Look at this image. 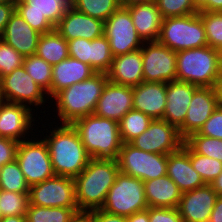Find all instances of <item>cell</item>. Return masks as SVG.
Instances as JSON below:
<instances>
[{
    "mask_svg": "<svg viewBox=\"0 0 222 222\" xmlns=\"http://www.w3.org/2000/svg\"><path fill=\"white\" fill-rule=\"evenodd\" d=\"M123 174L148 181L167 174V155L149 153L123 143L117 158Z\"/></svg>",
    "mask_w": 222,
    "mask_h": 222,
    "instance_id": "8",
    "label": "cell"
},
{
    "mask_svg": "<svg viewBox=\"0 0 222 222\" xmlns=\"http://www.w3.org/2000/svg\"><path fill=\"white\" fill-rule=\"evenodd\" d=\"M69 57L89 65L90 40L76 38L68 41Z\"/></svg>",
    "mask_w": 222,
    "mask_h": 222,
    "instance_id": "43",
    "label": "cell"
},
{
    "mask_svg": "<svg viewBox=\"0 0 222 222\" xmlns=\"http://www.w3.org/2000/svg\"><path fill=\"white\" fill-rule=\"evenodd\" d=\"M198 13L205 28L208 46L222 51V11H199Z\"/></svg>",
    "mask_w": 222,
    "mask_h": 222,
    "instance_id": "38",
    "label": "cell"
},
{
    "mask_svg": "<svg viewBox=\"0 0 222 222\" xmlns=\"http://www.w3.org/2000/svg\"><path fill=\"white\" fill-rule=\"evenodd\" d=\"M15 11V0L6 1L0 4V39L9 21L11 14Z\"/></svg>",
    "mask_w": 222,
    "mask_h": 222,
    "instance_id": "46",
    "label": "cell"
},
{
    "mask_svg": "<svg viewBox=\"0 0 222 222\" xmlns=\"http://www.w3.org/2000/svg\"><path fill=\"white\" fill-rule=\"evenodd\" d=\"M32 113L29 105L3 101L0 105V136L16 142L27 140L25 135L30 133L32 122L36 120Z\"/></svg>",
    "mask_w": 222,
    "mask_h": 222,
    "instance_id": "17",
    "label": "cell"
},
{
    "mask_svg": "<svg viewBox=\"0 0 222 222\" xmlns=\"http://www.w3.org/2000/svg\"><path fill=\"white\" fill-rule=\"evenodd\" d=\"M29 207V193L10 192L0 189V212L2 217L25 216Z\"/></svg>",
    "mask_w": 222,
    "mask_h": 222,
    "instance_id": "37",
    "label": "cell"
},
{
    "mask_svg": "<svg viewBox=\"0 0 222 222\" xmlns=\"http://www.w3.org/2000/svg\"><path fill=\"white\" fill-rule=\"evenodd\" d=\"M40 35L15 10L5 26L1 39L26 57L36 54Z\"/></svg>",
    "mask_w": 222,
    "mask_h": 222,
    "instance_id": "23",
    "label": "cell"
},
{
    "mask_svg": "<svg viewBox=\"0 0 222 222\" xmlns=\"http://www.w3.org/2000/svg\"><path fill=\"white\" fill-rule=\"evenodd\" d=\"M72 0H15V10L40 34L51 32Z\"/></svg>",
    "mask_w": 222,
    "mask_h": 222,
    "instance_id": "10",
    "label": "cell"
},
{
    "mask_svg": "<svg viewBox=\"0 0 222 222\" xmlns=\"http://www.w3.org/2000/svg\"><path fill=\"white\" fill-rule=\"evenodd\" d=\"M166 83L143 81L133 87V109L152 119H162L166 108Z\"/></svg>",
    "mask_w": 222,
    "mask_h": 222,
    "instance_id": "24",
    "label": "cell"
},
{
    "mask_svg": "<svg viewBox=\"0 0 222 222\" xmlns=\"http://www.w3.org/2000/svg\"><path fill=\"white\" fill-rule=\"evenodd\" d=\"M113 60L109 41L105 35L90 41L89 65L96 71L106 73Z\"/></svg>",
    "mask_w": 222,
    "mask_h": 222,
    "instance_id": "35",
    "label": "cell"
},
{
    "mask_svg": "<svg viewBox=\"0 0 222 222\" xmlns=\"http://www.w3.org/2000/svg\"><path fill=\"white\" fill-rule=\"evenodd\" d=\"M1 93L4 101L33 107L45 105L47 93L25 71L24 67L14 69L0 79Z\"/></svg>",
    "mask_w": 222,
    "mask_h": 222,
    "instance_id": "14",
    "label": "cell"
},
{
    "mask_svg": "<svg viewBox=\"0 0 222 222\" xmlns=\"http://www.w3.org/2000/svg\"><path fill=\"white\" fill-rule=\"evenodd\" d=\"M197 85L173 80L166 83V108L163 120L179 128L185 121Z\"/></svg>",
    "mask_w": 222,
    "mask_h": 222,
    "instance_id": "22",
    "label": "cell"
},
{
    "mask_svg": "<svg viewBox=\"0 0 222 222\" xmlns=\"http://www.w3.org/2000/svg\"><path fill=\"white\" fill-rule=\"evenodd\" d=\"M70 6L78 12L105 22L120 4L118 0H72Z\"/></svg>",
    "mask_w": 222,
    "mask_h": 222,
    "instance_id": "32",
    "label": "cell"
},
{
    "mask_svg": "<svg viewBox=\"0 0 222 222\" xmlns=\"http://www.w3.org/2000/svg\"><path fill=\"white\" fill-rule=\"evenodd\" d=\"M24 57L0 39V79L23 65Z\"/></svg>",
    "mask_w": 222,
    "mask_h": 222,
    "instance_id": "41",
    "label": "cell"
},
{
    "mask_svg": "<svg viewBox=\"0 0 222 222\" xmlns=\"http://www.w3.org/2000/svg\"><path fill=\"white\" fill-rule=\"evenodd\" d=\"M6 1H11V0H0V4H1V3H4V2H6Z\"/></svg>",
    "mask_w": 222,
    "mask_h": 222,
    "instance_id": "57",
    "label": "cell"
},
{
    "mask_svg": "<svg viewBox=\"0 0 222 222\" xmlns=\"http://www.w3.org/2000/svg\"><path fill=\"white\" fill-rule=\"evenodd\" d=\"M69 222H94L92 210H77Z\"/></svg>",
    "mask_w": 222,
    "mask_h": 222,
    "instance_id": "49",
    "label": "cell"
},
{
    "mask_svg": "<svg viewBox=\"0 0 222 222\" xmlns=\"http://www.w3.org/2000/svg\"><path fill=\"white\" fill-rule=\"evenodd\" d=\"M126 222H149V207L126 217Z\"/></svg>",
    "mask_w": 222,
    "mask_h": 222,
    "instance_id": "51",
    "label": "cell"
},
{
    "mask_svg": "<svg viewBox=\"0 0 222 222\" xmlns=\"http://www.w3.org/2000/svg\"><path fill=\"white\" fill-rule=\"evenodd\" d=\"M104 35L109 41L112 56H118L141 49L139 37L127 7L120 6L104 22Z\"/></svg>",
    "mask_w": 222,
    "mask_h": 222,
    "instance_id": "11",
    "label": "cell"
},
{
    "mask_svg": "<svg viewBox=\"0 0 222 222\" xmlns=\"http://www.w3.org/2000/svg\"><path fill=\"white\" fill-rule=\"evenodd\" d=\"M218 106L215 87H198L189 104L185 121L178 128L181 137L185 140L191 134L199 132Z\"/></svg>",
    "mask_w": 222,
    "mask_h": 222,
    "instance_id": "16",
    "label": "cell"
},
{
    "mask_svg": "<svg viewBox=\"0 0 222 222\" xmlns=\"http://www.w3.org/2000/svg\"><path fill=\"white\" fill-rule=\"evenodd\" d=\"M22 66L33 80L48 93L51 88L52 66L37 54L24 57Z\"/></svg>",
    "mask_w": 222,
    "mask_h": 222,
    "instance_id": "33",
    "label": "cell"
},
{
    "mask_svg": "<svg viewBox=\"0 0 222 222\" xmlns=\"http://www.w3.org/2000/svg\"><path fill=\"white\" fill-rule=\"evenodd\" d=\"M0 189L10 192L29 193V185L16 159L1 167Z\"/></svg>",
    "mask_w": 222,
    "mask_h": 222,
    "instance_id": "34",
    "label": "cell"
},
{
    "mask_svg": "<svg viewBox=\"0 0 222 222\" xmlns=\"http://www.w3.org/2000/svg\"><path fill=\"white\" fill-rule=\"evenodd\" d=\"M208 222H222V196H218Z\"/></svg>",
    "mask_w": 222,
    "mask_h": 222,
    "instance_id": "50",
    "label": "cell"
},
{
    "mask_svg": "<svg viewBox=\"0 0 222 222\" xmlns=\"http://www.w3.org/2000/svg\"><path fill=\"white\" fill-rule=\"evenodd\" d=\"M166 175L176 183L182 193L206 185L192 166L189 146L185 142L179 150L167 155Z\"/></svg>",
    "mask_w": 222,
    "mask_h": 222,
    "instance_id": "21",
    "label": "cell"
},
{
    "mask_svg": "<svg viewBox=\"0 0 222 222\" xmlns=\"http://www.w3.org/2000/svg\"><path fill=\"white\" fill-rule=\"evenodd\" d=\"M210 186L218 196H222V172L210 183Z\"/></svg>",
    "mask_w": 222,
    "mask_h": 222,
    "instance_id": "52",
    "label": "cell"
},
{
    "mask_svg": "<svg viewBox=\"0 0 222 222\" xmlns=\"http://www.w3.org/2000/svg\"><path fill=\"white\" fill-rule=\"evenodd\" d=\"M133 109V87L108 81L103 89L94 114L117 122Z\"/></svg>",
    "mask_w": 222,
    "mask_h": 222,
    "instance_id": "20",
    "label": "cell"
},
{
    "mask_svg": "<svg viewBox=\"0 0 222 222\" xmlns=\"http://www.w3.org/2000/svg\"><path fill=\"white\" fill-rule=\"evenodd\" d=\"M96 71L88 64L68 57L52 66L51 88L47 93L48 99L53 98L61 90L94 75Z\"/></svg>",
    "mask_w": 222,
    "mask_h": 222,
    "instance_id": "27",
    "label": "cell"
},
{
    "mask_svg": "<svg viewBox=\"0 0 222 222\" xmlns=\"http://www.w3.org/2000/svg\"><path fill=\"white\" fill-rule=\"evenodd\" d=\"M189 158L193 168L199 173L205 184L210 183L222 172V162L195 153L189 147Z\"/></svg>",
    "mask_w": 222,
    "mask_h": 222,
    "instance_id": "39",
    "label": "cell"
},
{
    "mask_svg": "<svg viewBox=\"0 0 222 222\" xmlns=\"http://www.w3.org/2000/svg\"><path fill=\"white\" fill-rule=\"evenodd\" d=\"M217 198V193L206 184L182 193L177 209L184 222H208Z\"/></svg>",
    "mask_w": 222,
    "mask_h": 222,
    "instance_id": "19",
    "label": "cell"
},
{
    "mask_svg": "<svg viewBox=\"0 0 222 222\" xmlns=\"http://www.w3.org/2000/svg\"><path fill=\"white\" fill-rule=\"evenodd\" d=\"M141 53L145 82L168 83L176 80L175 51L155 41L144 42Z\"/></svg>",
    "mask_w": 222,
    "mask_h": 222,
    "instance_id": "15",
    "label": "cell"
},
{
    "mask_svg": "<svg viewBox=\"0 0 222 222\" xmlns=\"http://www.w3.org/2000/svg\"><path fill=\"white\" fill-rule=\"evenodd\" d=\"M110 82L134 87L144 81L141 49L113 57L106 72Z\"/></svg>",
    "mask_w": 222,
    "mask_h": 222,
    "instance_id": "25",
    "label": "cell"
},
{
    "mask_svg": "<svg viewBox=\"0 0 222 222\" xmlns=\"http://www.w3.org/2000/svg\"><path fill=\"white\" fill-rule=\"evenodd\" d=\"M32 138L36 141L28 138L19 142L16 151V161L29 186L55 176L46 142Z\"/></svg>",
    "mask_w": 222,
    "mask_h": 222,
    "instance_id": "9",
    "label": "cell"
},
{
    "mask_svg": "<svg viewBox=\"0 0 222 222\" xmlns=\"http://www.w3.org/2000/svg\"><path fill=\"white\" fill-rule=\"evenodd\" d=\"M119 172L117 159L91 158L74 178L78 210L100 209Z\"/></svg>",
    "mask_w": 222,
    "mask_h": 222,
    "instance_id": "2",
    "label": "cell"
},
{
    "mask_svg": "<svg viewBox=\"0 0 222 222\" xmlns=\"http://www.w3.org/2000/svg\"><path fill=\"white\" fill-rule=\"evenodd\" d=\"M3 101H4V100H3V98H2L1 85H0V105H1V103H2Z\"/></svg>",
    "mask_w": 222,
    "mask_h": 222,
    "instance_id": "56",
    "label": "cell"
},
{
    "mask_svg": "<svg viewBox=\"0 0 222 222\" xmlns=\"http://www.w3.org/2000/svg\"><path fill=\"white\" fill-rule=\"evenodd\" d=\"M200 135L212 138L222 139V107L218 106L216 110L204 123L198 132Z\"/></svg>",
    "mask_w": 222,
    "mask_h": 222,
    "instance_id": "42",
    "label": "cell"
},
{
    "mask_svg": "<svg viewBox=\"0 0 222 222\" xmlns=\"http://www.w3.org/2000/svg\"><path fill=\"white\" fill-rule=\"evenodd\" d=\"M163 19L196 14L199 9L193 0H155Z\"/></svg>",
    "mask_w": 222,
    "mask_h": 222,
    "instance_id": "40",
    "label": "cell"
},
{
    "mask_svg": "<svg viewBox=\"0 0 222 222\" xmlns=\"http://www.w3.org/2000/svg\"><path fill=\"white\" fill-rule=\"evenodd\" d=\"M185 143L197 154L222 162V139L200 135L198 132L185 139Z\"/></svg>",
    "mask_w": 222,
    "mask_h": 222,
    "instance_id": "36",
    "label": "cell"
},
{
    "mask_svg": "<svg viewBox=\"0 0 222 222\" xmlns=\"http://www.w3.org/2000/svg\"><path fill=\"white\" fill-rule=\"evenodd\" d=\"M78 208H48L29 204L26 222H69Z\"/></svg>",
    "mask_w": 222,
    "mask_h": 222,
    "instance_id": "31",
    "label": "cell"
},
{
    "mask_svg": "<svg viewBox=\"0 0 222 222\" xmlns=\"http://www.w3.org/2000/svg\"><path fill=\"white\" fill-rule=\"evenodd\" d=\"M0 222H26V216H7L3 217Z\"/></svg>",
    "mask_w": 222,
    "mask_h": 222,
    "instance_id": "54",
    "label": "cell"
},
{
    "mask_svg": "<svg viewBox=\"0 0 222 222\" xmlns=\"http://www.w3.org/2000/svg\"><path fill=\"white\" fill-rule=\"evenodd\" d=\"M48 132V136L42 137L48 146L55 175L75 178L91 159L78 132L72 124L55 125Z\"/></svg>",
    "mask_w": 222,
    "mask_h": 222,
    "instance_id": "1",
    "label": "cell"
},
{
    "mask_svg": "<svg viewBox=\"0 0 222 222\" xmlns=\"http://www.w3.org/2000/svg\"><path fill=\"white\" fill-rule=\"evenodd\" d=\"M221 68V51L208 45L176 52V80L198 87H215Z\"/></svg>",
    "mask_w": 222,
    "mask_h": 222,
    "instance_id": "5",
    "label": "cell"
},
{
    "mask_svg": "<svg viewBox=\"0 0 222 222\" xmlns=\"http://www.w3.org/2000/svg\"><path fill=\"white\" fill-rule=\"evenodd\" d=\"M29 204L48 208H78L74 178L55 175L29 186Z\"/></svg>",
    "mask_w": 222,
    "mask_h": 222,
    "instance_id": "12",
    "label": "cell"
},
{
    "mask_svg": "<svg viewBox=\"0 0 222 222\" xmlns=\"http://www.w3.org/2000/svg\"><path fill=\"white\" fill-rule=\"evenodd\" d=\"M149 222H184L177 208L149 207Z\"/></svg>",
    "mask_w": 222,
    "mask_h": 222,
    "instance_id": "44",
    "label": "cell"
},
{
    "mask_svg": "<svg viewBox=\"0 0 222 222\" xmlns=\"http://www.w3.org/2000/svg\"><path fill=\"white\" fill-rule=\"evenodd\" d=\"M94 222H126V217L105 212L102 209L92 210Z\"/></svg>",
    "mask_w": 222,
    "mask_h": 222,
    "instance_id": "47",
    "label": "cell"
},
{
    "mask_svg": "<svg viewBox=\"0 0 222 222\" xmlns=\"http://www.w3.org/2000/svg\"><path fill=\"white\" fill-rule=\"evenodd\" d=\"M184 142L176 126L163 119H153L148 128L130 144L149 153L168 155L179 150Z\"/></svg>",
    "mask_w": 222,
    "mask_h": 222,
    "instance_id": "13",
    "label": "cell"
},
{
    "mask_svg": "<svg viewBox=\"0 0 222 222\" xmlns=\"http://www.w3.org/2000/svg\"><path fill=\"white\" fill-rule=\"evenodd\" d=\"M218 96V105L222 107V68L219 76V80L215 86Z\"/></svg>",
    "mask_w": 222,
    "mask_h": 222,
    "instance_id": "53",
    "label": "cell"
},
{
    "mask_svg": "<svg viewBox=\"0 0 222 222\" xmlns=\"http://www.w3.org/2000/svg\"><path fill=\"white\" fill-rule=\"evenodd\" d=\"M145 199L148 207L177 208L182 192L167 175L144 181Z\"/></svg>",
    "mask_w": 222,
    "mask_h": 222,
    "instance_id": "28",
    "label": "cell"
},
{
    "mask_svg": "<svg viewBox=\"0 0 222 222\" xmlns=\"http://www.w3.org/2000/svg\"><path fill=\"white\" fill-rule=\"evenodd\" d=\"M36 54L51 66L69 57L68 41L55 29L40 35Z\"/></svg>",
    "mask_w": 222,
    "mask_h": 222,
    "instance_id": "29",
    "label": "cell"
},
{
    "mask_svg": "<svg viewBox=\"0 0 222 222\" xmlns=\"http://www.w3.org/2000/svg\"><path fill=\"white\" fill-rule=\"evenodd\" d=\"M91 158L117 159L123 144L119 122L90 114L72 123Z\"/></svg>",
    "mask_w": 222,
    "mask_h": 222,
    "instance_id": "4",
    "label": "cell"
},
{
    "mask_svg": "<svg viewBox=\"0 0 222 222\" xmlns=\"http://www.w3.org/2000/svg\"><path fill=\"white\" fill-rule=\"evenodd\" d=\"M158 42L175 52L207 46L201 16L196 13L163 19Z\"/></svg>",
    "mask_w": 222,
    "mask_h": 222,
    "instance_id": "6",
    "label": "cell"
},
{
    "mask_svg": "<svg viewBox=\"0 0 222 222\" xmlns=\"http://www.w3.org/2000/svg\"><path fill=\"white\" fill-rule=\"evenodd\" d=\"M153 119L141 111L132 109L119 121V132L123 143H130L145 131Z\"/></svg>",
    "mask_w": 222,
    "mask_h": 222,
    "instance_id": "30",
    "label": "cell"
},
{
    "mask_svg": "<svg viewBox=\"0 0 222 222\" xmlns=\"http://www.w3.org/2000/svg\"><path fill=\"white\" fill-rule=\"evenodd\" d=\"M55 30L67 41L76 38L93 40L104 35V21L93 18L69 6Z\"/></svg>",
    "mask_w": 222,
    "mask_h": 222,
    "instance_id": "18",
    "label": "cell"
},
{
    "mask_svg": "<svg viewBox=\"0 0 222 222\" xmlns=\"http://www.w3.org/2000/svg\"><path fill=\"white\" fill-rule=\"evenodd\" d=\"M18 143L12 139L0 136V165L3 166L16 159Z\"/></svg>",
    "mask_w": 222,
    "mask_h": 222,
    "instance_id": "45",
    "label": "cell"
},
{
    "mask_svg": "<svg viewBox=\"0 0 222 222\" xmlns=\"http://www.w3.org/2000/svg\"><path fill=\"white\" fill-rule=\"evenodd\" d=\"M108 81L106 73L96 72L90 78L58 92L52 100H56L55 112L58 113L61 124H72L79 118L94 114Z\"/></svg>",
    "mask_w": 222,
    "mask_h": 222,
    "instance_id": "3",
    "label": "cell"
},
{
    "mask_svg": "<svg viewBox=\"0 0 222 222\" xmlns=\"http://www.w3.org/2000/svg\"><path fill=\"white\" fill-rule=\"evenodd\" d=\"M147 208L144 182L138 178L119 172L100 209L105 212L128 217L135 212Z\"/></svg>",
    "mask_w": 222,
    "mask_h": 222,
    "instance_id": "7",
    "label": "cell"
},
{
    "mask_svg": "<svg viewBox=\"0 0 222 222\" xmlns=\"http://www.w3.org/2000/svg\"><path fill=\"white\" fill-rule=\"evenodd\" d=\"M135 29L143 42L158 41L163 17L155 0L127 6Z\"/></svg>",
    "mask_w": 222,
    "mask_h": 222,
    "instance_id": "26",
    "label": "cell"
},
{
    "mask_svg": "<svg viewBox=\"0 0 222 222\" xmlns=\"http://www.w3.org/2000/svg\"><path fill=\"white\" fill-rule=\"evenodd\" d=\"M148 1H152V0H118L120 6H123V7H127L135 3H143V2H148Z\"/></svg>",
    "mask_w": 222,
    "mask_h": 222,
    "instance_id": "55",
    "label": "cell"
},
{
    "mask_svg": "<svg viewBox=\"0 0 222 222\" xmlns=\"http://www.w3.org/2000/svg\"><path fill=\"white\" fill-rule=\"evenodd\" d=\"M199 11H222V0H193Z\"/></svg>",
    "mask_w": 222,
    "mask_h": 222,
    "instance_id": "48",
    "label": "cell"
}]
</instances>
